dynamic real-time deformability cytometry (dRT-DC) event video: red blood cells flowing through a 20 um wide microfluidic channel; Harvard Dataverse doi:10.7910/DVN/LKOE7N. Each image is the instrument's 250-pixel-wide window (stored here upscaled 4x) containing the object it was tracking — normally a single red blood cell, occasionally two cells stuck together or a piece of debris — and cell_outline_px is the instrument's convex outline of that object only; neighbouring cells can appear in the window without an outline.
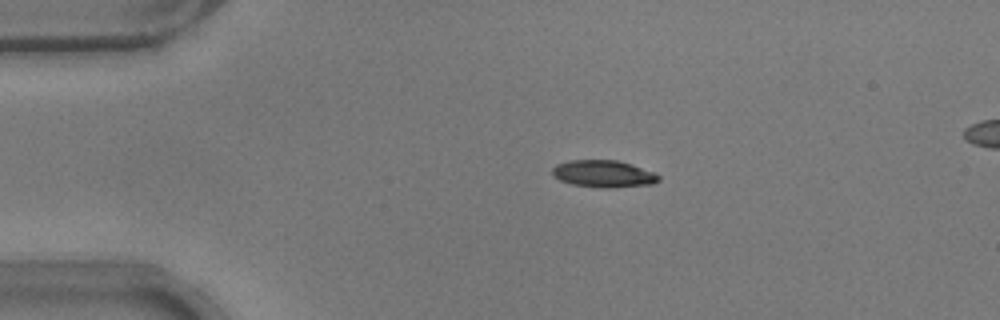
{"species": "common noctule bat (a hibernating species)", "species_latin": "Nyctalus noctula", "temperature_condition": "warm", "stored_images_in_passage": 53, "camera_frame_rate_fps": 3000, "um_per_image_px": 0.085, "animal": {"sex": "male", "body_mass_g": 17.9}, "frame": {"image": 1, "passage_image": 11, "time_ms": 3.333, "image_size_px": [1000, 320], "cell_outline_px": [[660, 180], [652, 184], [612, 188], [600, 188], [572, 184], [560, 180], [552, 176], [552, 168], [556, 164], [568, 160], [616, 160], [632, 164], [656, 172], [660, 176]], "centroid_in_image_um": [51.31, 14.77], "position_along_channel_um": 33.7, "area_um2": 17.05}}
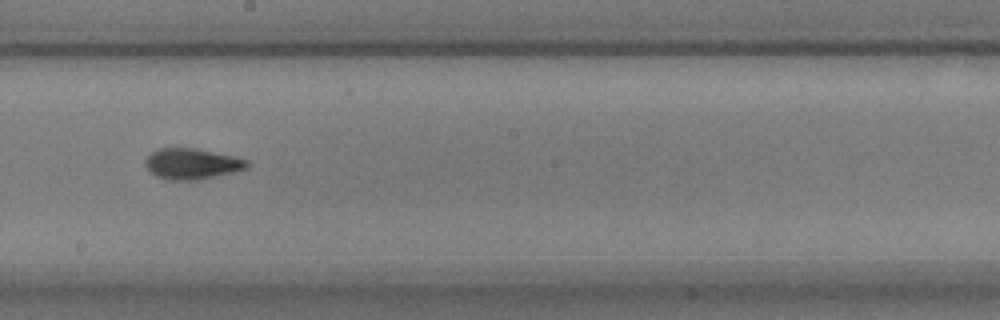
{"frame": {"image": 2, "passage_image": 30, "time_ms": 9.667, "image_size_px": [1000, 320], "cell_outline_px": [[252, 164], [248, 168], [232, 172], [196, 180], [168, 180], [156, 176], [148, 172], [144, 164], [144, 160], [152, 152], [160, 148], [196, 148], [232, 156], [248, 160]], "centroid_in_image_um": [16.29, 13.92], "position_along_channel_um": 231.9, "area_um2": 18.32}}
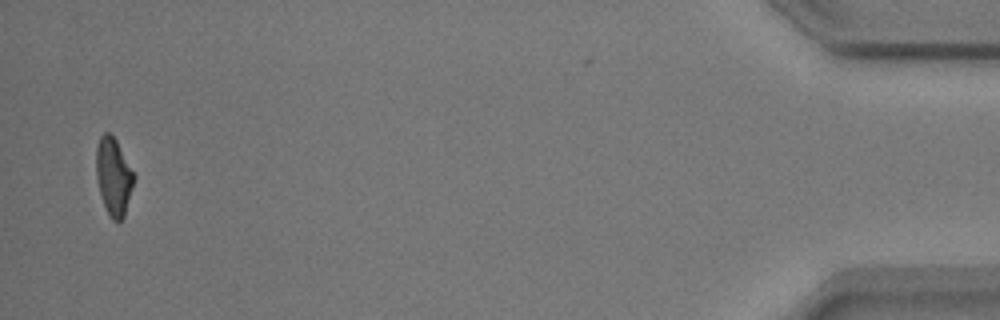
{"frame": {"image": 3, "passage_image": 52, "time_ms": 17.0, "image_size_px": [1000, 320], "cell_outline_px": [[136, 176], [124, 216], [120, 220], [112, 220], [104, 204], [100, 192], [96, 176], [96, 148], [100, 136], [104, 132], [108, 132], [116, 140]], "centroid_in_image_um": [9.66, 14.98], "position_along_channel_um": 425.5, "area_um2": 16.82}, "authors_computed_cell_mechanics": {"area_um2": 17.5134, "velocity_mm_per_s": 3.807, "shape_relaxation_time_tau1_ms": 4.1355, "shape_relaxation_time_tau2_ms": 1.3418, "deformation_change_tau1": 0.1727, "deformation_change_tau2": 0.0716}}